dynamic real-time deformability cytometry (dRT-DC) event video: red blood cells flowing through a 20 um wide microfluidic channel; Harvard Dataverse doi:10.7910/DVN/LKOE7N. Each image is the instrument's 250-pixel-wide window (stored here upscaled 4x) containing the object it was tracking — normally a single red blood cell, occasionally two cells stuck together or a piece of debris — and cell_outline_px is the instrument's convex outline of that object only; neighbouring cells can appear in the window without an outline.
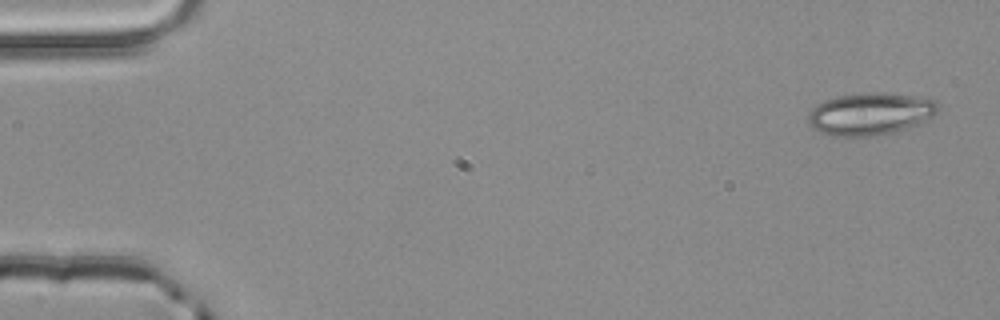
{"species": "common noctule bat (a hibernating species)", "species_latin": "Nyctalus noctula", "temperature_condition": "room temperature", "stored_images_in_passage": 3, "camera_frame_rate_fps": 3000, "um_per_image_px": 0.085, "animal": {"sex": "male", "body_mass_g": 20.4}, "frame": {"image": 1, "passage_image": 1, "time_ms": 0.0, "image_size_px": [1000, 320], "cell_outline_px": [[940, 108], [932, 116], [920, 124], [908, 128], [892, 132], [872, 136], [832, 136], [820, 132], [812, 128], [808, 124], [808, 112], [816, 104], [824, 100], [836, 96], [868, 92], [880, 92], [936, 100], [940, 104]], "centroid_in_image_um": [73.94, 9.68], "position_along_channel_um": 11.1, "area_um2": 32.14}}